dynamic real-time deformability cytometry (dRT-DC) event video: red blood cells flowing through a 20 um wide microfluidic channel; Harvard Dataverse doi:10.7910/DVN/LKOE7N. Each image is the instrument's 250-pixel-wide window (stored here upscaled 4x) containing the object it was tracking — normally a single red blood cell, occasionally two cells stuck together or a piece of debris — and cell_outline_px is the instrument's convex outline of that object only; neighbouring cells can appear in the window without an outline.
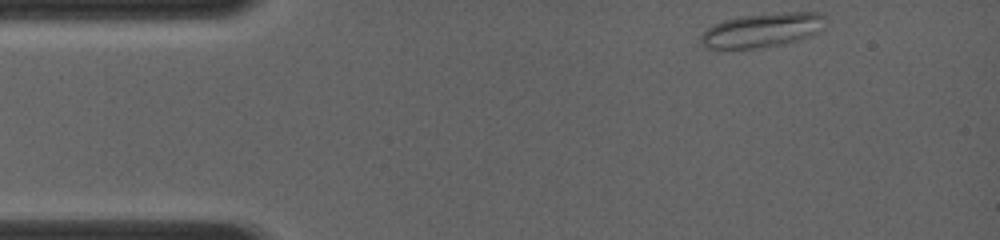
{"species": "common noctule bat (a hibernating species)", "species_latin": "Nyctalus noctula", "temperature_condition": "room temperature", "stored_images_in_passage": 49, "camera_frame_rate_fps": 4000, "um_per_image_px": 0.085, "animal": {"sex": "female", "body_mass_g": 19.0, "forearm_length_mm": 56.7}, "frame": {"image": 1, "passage_image": 1, "time_ms": 0.0, "image_size_px": [1000, 240], "cell_outline_px": [[824, 28], [820, 32], [812, 36], [800, 40], [784, 44], [756, 48], [708, 48], [700, 40], [700, 36], [712, 24], [724, 20], [740, 16], [784, 12], [820, 12], [824, 16]], "centroid_in_image_um": [64.85, 2.55], "position_along_channel_um": 20.2, "area_um2": 24.91}}
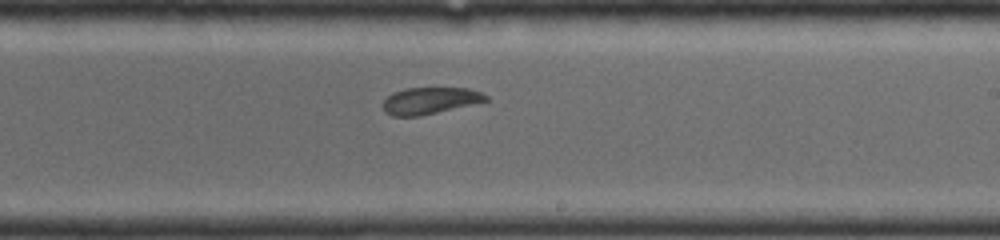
{"frame": {"image": 2, "passage_image": 31, "time_ms": 6.75, "image_size_px": [1000, 240], "cell_outline_px": [[488, 100], [472, 104], [420, 116], [392, 116], [384, 112], [384, 100], [392, 92], [404, 88], [468, 88], [480, 92], [488, 96]], "centroid_in_image_um": [36.51, 8.55], "position_along_channel_um": 252.5, "area_um2": 15.9}}
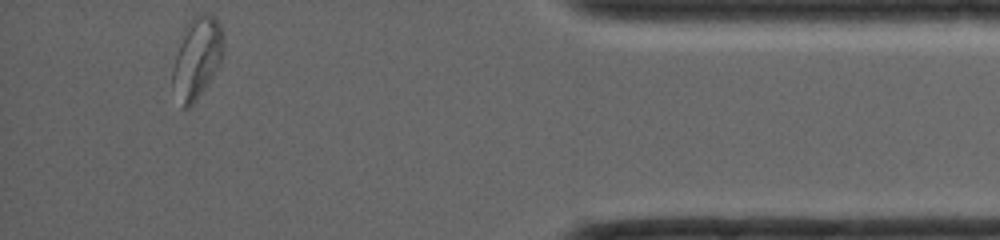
{"frame": {"image": 3, "passage_image": 49, "time_ms": 11.25, "image_size_px": [1000, 240], "cell_outline_px": [[224, 48], [220, 64], [212, 76], [192, 104], [188, 108], [180, 108], [172, 84], [172, 68], [184, 28], [188, 20], [196, 12], [208, 12], [216, 16], [220, 24], [224, 40]], "centroid_in_image_um": [16.74, 4.84], "position_along_channel_um": 418.5, "area_um2": 24.39}}